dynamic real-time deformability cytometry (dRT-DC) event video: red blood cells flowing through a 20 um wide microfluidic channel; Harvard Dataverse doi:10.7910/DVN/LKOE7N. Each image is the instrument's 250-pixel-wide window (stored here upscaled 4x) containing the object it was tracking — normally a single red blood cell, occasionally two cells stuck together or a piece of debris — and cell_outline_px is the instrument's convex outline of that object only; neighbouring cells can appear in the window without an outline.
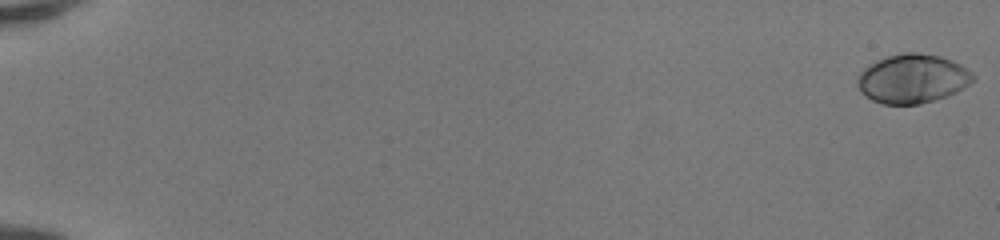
{"species": "human", "species_latin": "Homo sapiens", "temperature_condition": "room temperature", "stored_images_in_passage": 52, "camera_frame_rate_fps": 3000, "um_per_image_px": 0.085, "donor": {"sex": "female"}, "frame": {"image": 1, "passage_image": 1, "time_ms": 0.0, "image_size_px": [1000, 240], "cell_outline_px": [[976, 76], [968, 84], [956, 92], [948, 96], [936, 100], [920, 104], [884, 104], [872, 100], [860, 92], [856, 84], [856, 80], [860, 72], [868, 64], [876, 60], [900, 52], [916, 52], [940, 56], [952, 60], [960, 64], [972, 72]], "centroid_in_image_um": [77.54, 6.68], "position_along_channel_um": 7.5, "area_um2": 33.29}}
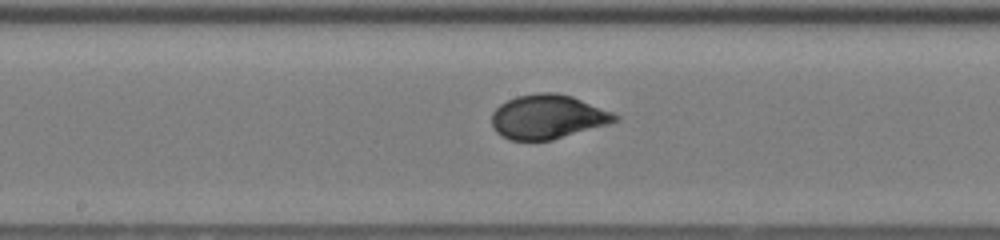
{"frame": {"image": 2, "passage_image": 30, "time_ms": 9.667, "image_size_px": [1000, 240], "cell_outline_px": [[620, 120], [608, 124], [552, 140], [508, 140], [500, 136], [492, 128], [492, 112], [500, 104], [516, 96], [540, 92], [556, 92], [572, 96], [612, 112], [620, 116]], "centroid_in_image_um": [46.54, 9.93], "position_along_channel_um": 201.7, "area_um2": 31.85}}
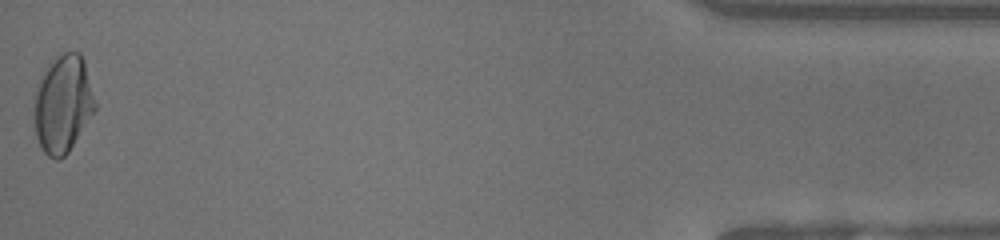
{"frame": {"image": 3, "passage_image": 52, "time_ms": 17.0, "image_size_px": [1000, 240], "cell_outline_px": [[96, 108], [68, 152], [60, 160], [56, 160], [48, 156], [44, 152], [36, 136], [36, 92], [40, 80], [48, 60], [52, 56], [60, 52], [80, 52], [84, 60], [96, 104]], "centroid_in_image_um": [5.36, 8.78], "position_along_channel_um": 429.8, "area_um2": 34.28}, "authors_computed_cell_mechanics": {"area_um2": 31.5877, "velocity_mm_per_s": 4.1637, "shape_relaxation_time_tau1_ms": 3.209, "shape_relaxation_time_tau2_ms": null, "deformation_change_tau1": 0.1804, "deformation_change_tau2": null}}